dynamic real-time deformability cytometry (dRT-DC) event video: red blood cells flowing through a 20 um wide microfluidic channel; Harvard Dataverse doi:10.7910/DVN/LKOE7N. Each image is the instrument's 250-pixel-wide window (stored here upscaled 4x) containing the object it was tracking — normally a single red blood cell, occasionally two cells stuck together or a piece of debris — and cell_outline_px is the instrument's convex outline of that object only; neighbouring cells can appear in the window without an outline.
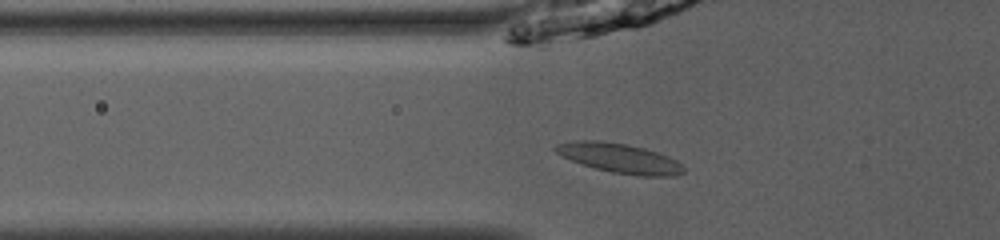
{"species": "common noctule bat (a hibernating species)", "species_latin": "Nyctalus noctula", "temperature_condition": "room temperature", "stored_images_in_passage": 52, "camera_frame_rate_fps": 3000, "um_per_image_px": 0.085, "animal": {"sex": "male", "body_mass_g": 13.0, "forearm_length_mm": 53.1}, "frame": {"image": 1, "passage_image": 20, "time_ms": 6.333, "image_size_px": [1000, 240], "cell_outline_px": [[684, 172], [672, 176], [640, 176], [612, 172], [596, 168], [572, 160], [556, 152], [552, 148], [556, 144], [580, 140], [600, 140], [628, 144], [644, 148], [668, 156], [676, 160], [684, 168]], "centroid_in_image_um": [52.68, 13.43], "position_along_channel_um": 73.1, "area_um2": 21.79}}
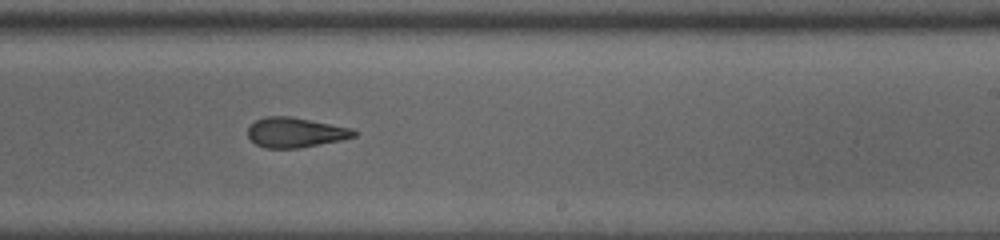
{"frame": {"image": 2, "passage_image": 34, "time_ms": 11.0, "image_size_px": [1000, 240], "cell_outline_px": [[356, 136], [340, 140], [296, 148], [268, 148], [256, 144], [248, 136], [248, 128], [256, 120], [264, 116], [292, 116], [352, 128], [356, 132]], "centroid_in_image_um": [25.1, 11.24], "position_along_channel_um": 263.9, "area_um2": 18.32}}
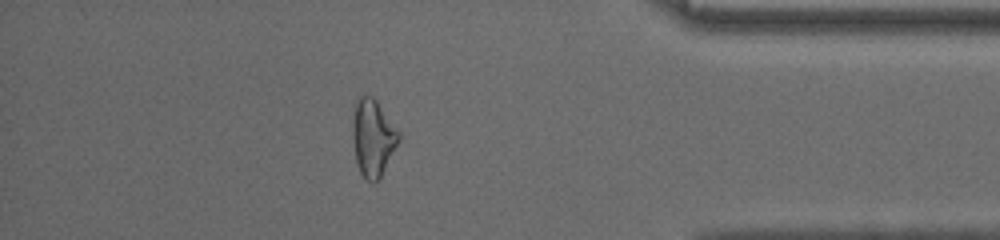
{"frame": {"image": 3, "passage_image": 46, "time_ms": 15.0, "image_size_px": [1000, 240], "cell_outline_px": [[400, 140], [380, 180], [372, 184], [360, 172], [356, 164], [352, 140], [352, 124], [356, 100], [360, 96], [372, 96], [376, 100], [400, 132]], "centroid_in_image_um": [31.7, 11.75], "position_along_channel_um": 403.5, "area_um2": 20.98}, "authors_computed_cell_mechanics": {"area_um2": 20.1433, "velocity_mm_per_s": 4.0713, "shape_relaxation_time_tau1_ms": null, "shape_relaxation_time_tau2_ms": 2.2289, "deformation_change_tau1": null, "deformation_change_tau2": 0.111}}